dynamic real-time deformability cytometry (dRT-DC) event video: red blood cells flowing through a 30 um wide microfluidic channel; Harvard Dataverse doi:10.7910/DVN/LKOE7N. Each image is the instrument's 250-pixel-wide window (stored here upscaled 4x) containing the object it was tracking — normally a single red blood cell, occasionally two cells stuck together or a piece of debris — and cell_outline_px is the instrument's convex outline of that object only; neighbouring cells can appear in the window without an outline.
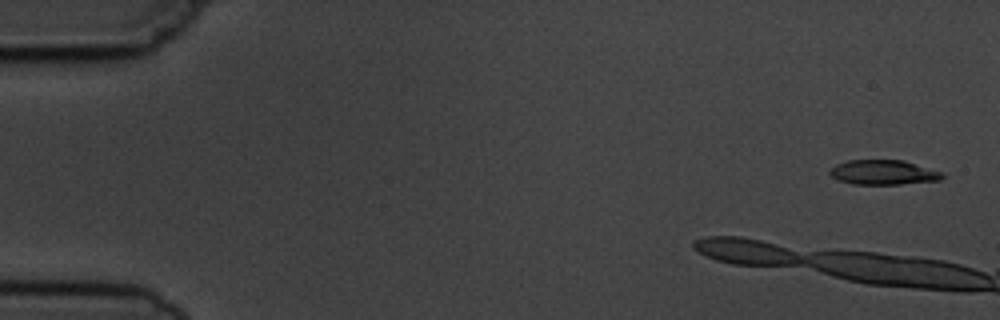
{"species": "common noctule bat (a hibernating species)", "species_latin": "Nyctalus noctula", "temperature_condition": "cold", "stored_images_in_passage": 3, "camera_frame_rate_fps": 3000, "um_per_image_px": 0.085, "animal": {"sex": "male", "body_mass_g": 19.5, "forearm_length_mm": 54.6}, "frame": {"image": 1, "passage_image": 1, "time_ms": 0.0, "image_size_px": [1000, 320], "cell_outline_px": [[944, 176], [940, 180], [900, 184], [852, 184], [840, 180], [832, 176], [828, 172], [836, 164], [848, 160], [904, 160], [944, 172]], "centroid_in_image_um": [75.12, 14.64], "position_along_channel_um": 9.9, "area_um2": 16.18}}